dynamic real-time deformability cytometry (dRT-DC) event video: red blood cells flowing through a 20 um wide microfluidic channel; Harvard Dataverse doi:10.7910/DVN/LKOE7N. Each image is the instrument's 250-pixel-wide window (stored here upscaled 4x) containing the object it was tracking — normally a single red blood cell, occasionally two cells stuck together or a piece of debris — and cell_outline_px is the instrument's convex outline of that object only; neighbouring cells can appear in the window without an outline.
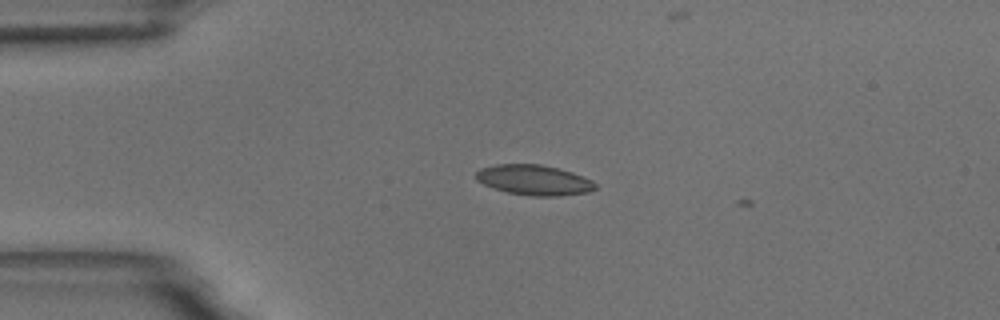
{"species": "common noctule bat (a hibernating species)", "species_latin": "Nyctalus noctula", "temperature_condition": "room temperature", "stored_images_in_passage": 4, "camera_frame_rate_fps": 3000, "um_per_image_px": 0.085, "animal": {"sex": "male", "body_mass_g": 18.8}, "frame": {"image": 1, "passage_image": 2, "time_ms": 0.333, "image_size_px": [1000, 320], "cell_outline_px": [[596, 188], [588, 192], [556, 196], [532, 196], [508, 192], [484, 184], [476, 180], [476, 172], [480, 168], [496, 164], [540, 164], [572, 172], [592, 180], [596, 184]], "centroid_in_image_um": [45.39, 15.29], "position_along_channel_um": 39.6, "area_um2": 20.81}}